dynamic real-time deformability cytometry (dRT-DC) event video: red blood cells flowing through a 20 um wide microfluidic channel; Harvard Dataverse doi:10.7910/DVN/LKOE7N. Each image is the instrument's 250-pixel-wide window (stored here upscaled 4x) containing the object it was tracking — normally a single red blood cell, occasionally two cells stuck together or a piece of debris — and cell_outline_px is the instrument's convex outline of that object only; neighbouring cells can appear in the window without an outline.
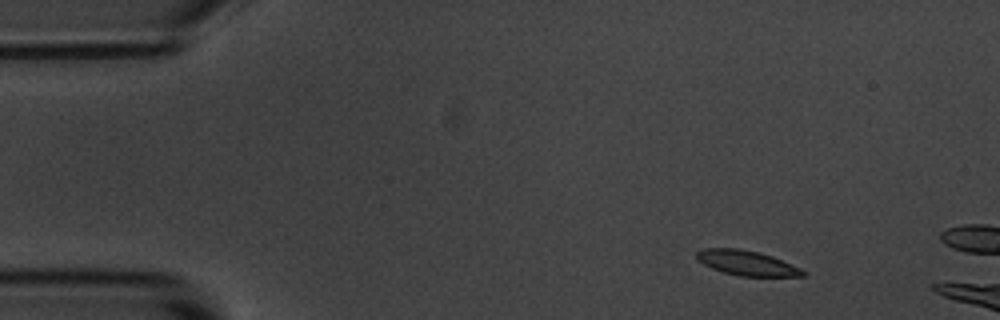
{"species": "common noctule bat (a hibernating species)", "species_latin": "Nyctalus noctula", "temperature_condition": "room temperature", "stored_images_in_passage": 3, "camera_frame_rate_fps": 3000, "um_per_image_px": 0.085, "animal": {"sex": "male", "body_mass_g": 20.1, "forearm_length_mm": 53.5}, "frame": {"image": 1, "passage_image": 1, "time_ms": 0.0, "image_size_px": [1000, 320], "cell_outline_px": [[808, 272], [804, 276], [740, 276], [724, 272], [712, 268], [696, 260], [696, 252], [704, 248], [740, 248], [760, 252], [772, 256], [800, 268]], "centroid_in_image_um": [63.47, 22.34], "position_along_channel_um": 21.5, "area_um2": 15.43}}